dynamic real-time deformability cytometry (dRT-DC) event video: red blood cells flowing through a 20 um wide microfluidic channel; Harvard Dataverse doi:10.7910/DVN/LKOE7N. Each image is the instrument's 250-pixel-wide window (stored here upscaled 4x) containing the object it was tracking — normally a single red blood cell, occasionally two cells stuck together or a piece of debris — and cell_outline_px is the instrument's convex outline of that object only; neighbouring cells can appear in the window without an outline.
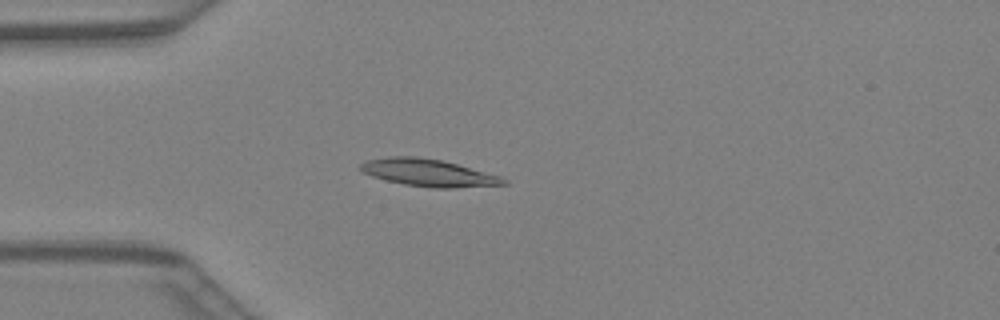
{"species": "Egyptian fruit bat (a non-hibernating species)", "species_latin": "Rousettus aegyptiacus", "temperature_condition": "warm", "stored_images_in_passage": 42, "camera_frame_rate_fps": 3000, "um_per_image_px": 0.085, "animal": {"sex": "female"}, "frame": {"image": 1, "passage_image": 12, "time_ms": 3.667, "image_size_px": [1000, 320], "cell_outline_px": [[508, 184], [456, 188], [432, 188], [404, 184], [372, 176], [364, 172], [360, 168], [360, 164], [368, 160], [388, 156], [416, 156], [444, 160], [500, 176], [508, 180]], "centroid_in_image_um": [36.46, 14.68], "position_along_channel_um": 48.5, "area_um2": 22.72}}
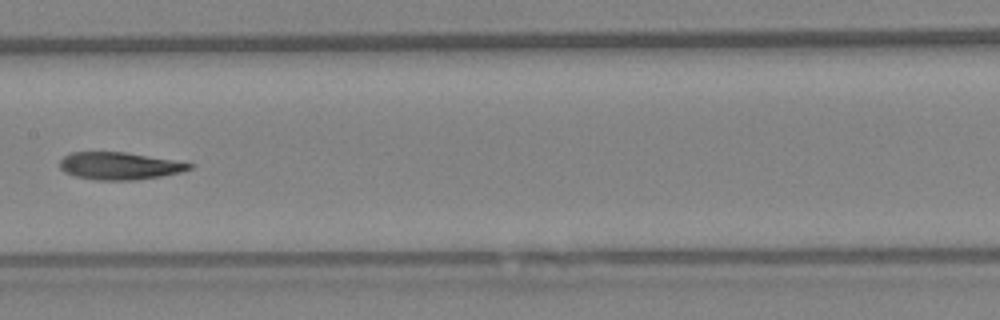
{"frame": {"image": 2, "passage_image": 22, "time_ms": 7.0, "image_size_px": [1000, 320], "cell_outline_px": [[196, 164], [192, 168], [180, 172], [160, 176], [136, 180], [96, 180], [76, 176], [64, 172], [60, 168], [60, 160], [64, 156], [72, 152], [124, 152]], "centroid_in_image_um": [10.14, 14.1], "position_along_channel_um": 197.3, "area_um2": 20.52}}
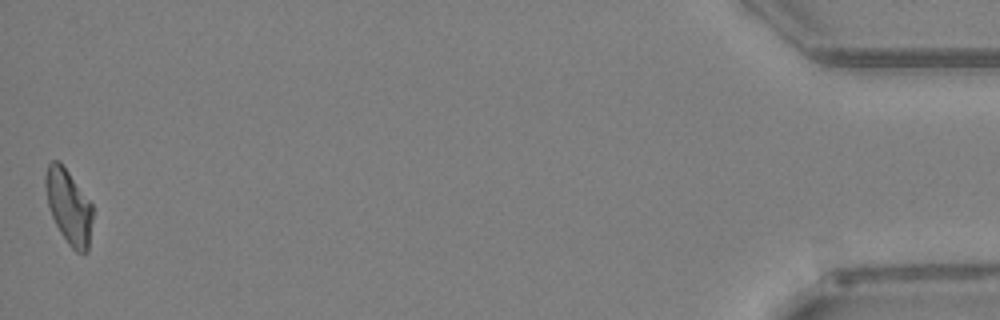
{"frame": {"image": 3, "passage_image": 42, "time_ms": 13.667, "image_size_px": [1000, 320], "cell_outline_px": [[92, 220], [88, 252], [76, 252], [68, 244], [60, 232], [52, 216], [48, 204], [44, 184], [44, 176], [48, 164], [52, 160], [60, 160], [92, 204]], "centroid_in_image_um": [5.83, 17.54], "position_along_channel_um": 429.4, "area_um2": 20.46}}